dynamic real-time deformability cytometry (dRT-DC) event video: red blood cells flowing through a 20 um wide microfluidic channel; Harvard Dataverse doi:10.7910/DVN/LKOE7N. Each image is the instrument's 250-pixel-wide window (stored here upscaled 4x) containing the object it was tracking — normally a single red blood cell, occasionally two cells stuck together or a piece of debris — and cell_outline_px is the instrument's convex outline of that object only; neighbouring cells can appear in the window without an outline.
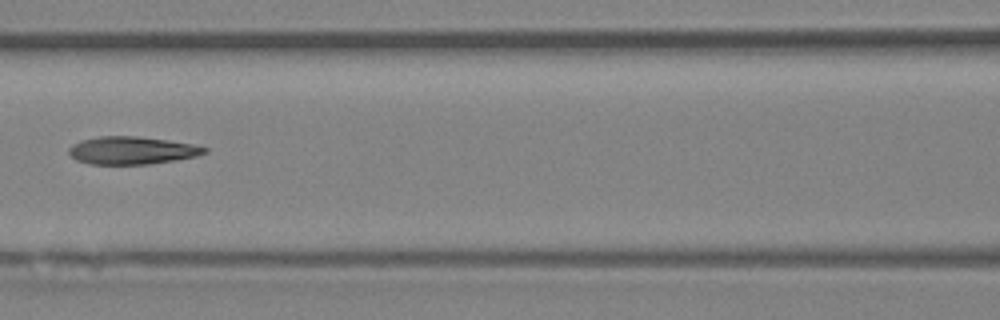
{"species": "Egyptian fruit bat (a non-hibernating species)", "species_latin": "Rousettus aegyptiacus", "temperature_condition": "room temperature", "stored_images_in_passage": 7, "camera_frame_rate_fps": 3000, "um_per_image_px": 0.085, "animal": {"sex": "female"}, "frame": {"image": 1, "passage_image": 7, "time_ms": 6.667, "image_size_px": [1000, 320], "cell_outline_px": [[208, 152], [196, 156], [176, 160], [152, 164], [88, 164], [76, 160], [68, 152], [68, 148], [72, 144], [80, 140], [100, 136], [140, 136], [168, 140], [192, 144], [208, 148]], "centroid_in_image_um": [11.2, 12.78], "position_along_channel_um": 155.4, "area_um2": 22.08}}